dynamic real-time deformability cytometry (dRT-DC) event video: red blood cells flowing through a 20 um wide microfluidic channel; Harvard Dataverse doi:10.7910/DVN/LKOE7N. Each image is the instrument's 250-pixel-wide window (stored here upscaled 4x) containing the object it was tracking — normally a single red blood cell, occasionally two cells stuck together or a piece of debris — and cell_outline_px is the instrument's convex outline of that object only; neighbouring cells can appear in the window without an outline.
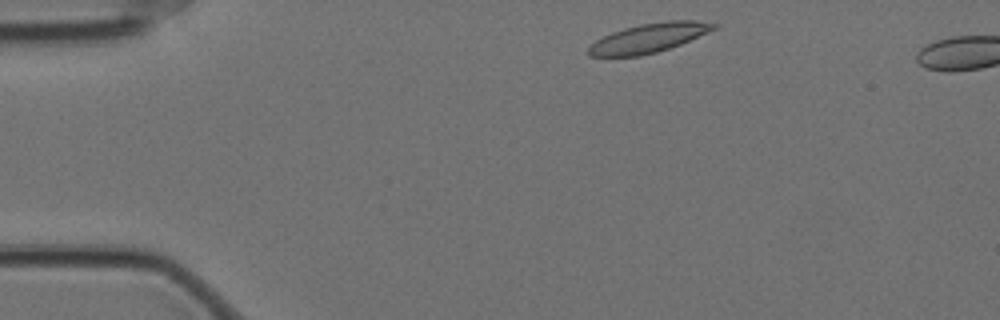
{"species": "Egyptian fruit bat (a non-hibernating species)", "species_latin": "Rousettus aegyptiacus", "temperature_condition": "cold", "stored_images_in_passage": 4, "camera_frame_rate_fps": 3000, "um_per_image_px": 0.085, "animal": {"sex": "female"}, "frame": {"image": 1, "passage_image": 2, "time_ms": 0.333, "image_size_px": [1000, 320], "cell_outline_px": [[720, 24], [716, 28], [680, 44], [656, 52], [640, 56], [588, 56], [588, 48], [596, 40], [612, 32], [624, 28], [640, 24], [668, 20], [696, 20]], "centroid_in_image_um": [55.15, 3.21], "position_along_channel_um": 29.8, "area_um2": 21.1}}